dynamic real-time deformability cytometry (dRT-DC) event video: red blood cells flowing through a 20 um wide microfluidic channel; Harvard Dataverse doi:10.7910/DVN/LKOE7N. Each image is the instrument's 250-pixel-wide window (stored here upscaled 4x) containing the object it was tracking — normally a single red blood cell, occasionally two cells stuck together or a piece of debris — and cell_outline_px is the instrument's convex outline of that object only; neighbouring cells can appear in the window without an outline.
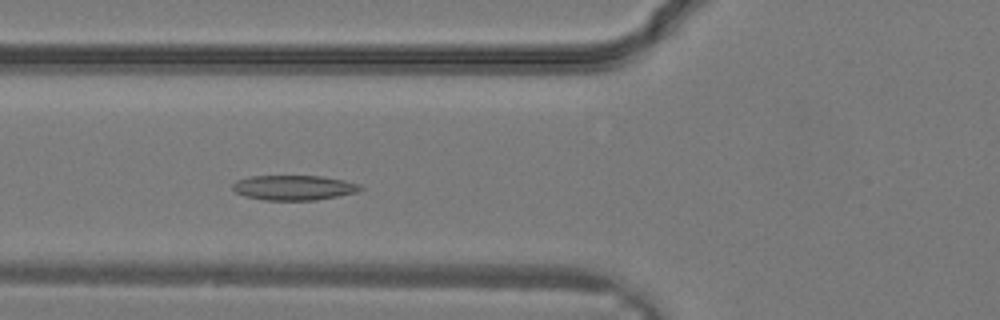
{"species": "common noctule bat (a hibernating species)", "species_latin": "Nyctalus noctula", "temperature_condition": "warm", "stored_images_in_passage": 29, "camera_frame_rate_fps": 3000, "um_per_image_px": 0.085, "animal": {"sex": "male", "body_mass_g": 19.2, "forearm_length_mm": 51.8}, "frame": {"image": 1, "passage_image": 9, "time_ms": 2.667, "image_size_px": [1000, 320], "cell_outline_px": [[364, 188], [356, 192], [316, 200], [264, 200], [244, 196], [236, 192], [232, 188], [232, 184], [236, 180], [252, 176], [320, 176], [344, 180], [360, 184]], "centroid_in_image_um": [24.96, 15.95], "position_along_channel_um": 100.8, "area_um2": 18.5}}
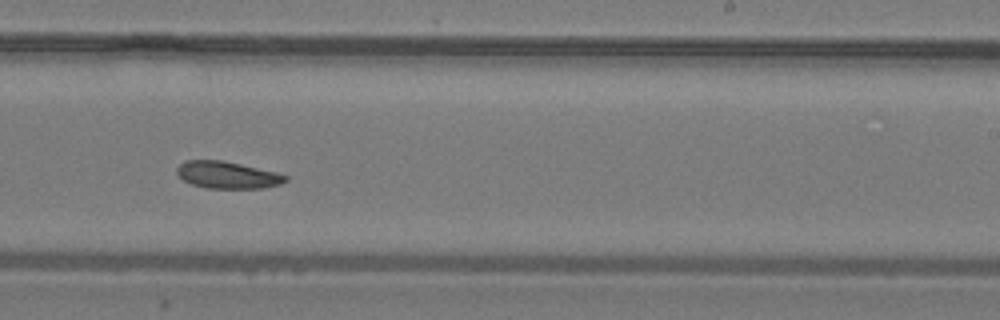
{"frame": {"image": 2, "passage_image": 17, "time_ms": 5.333, "image_size_px": [1000, 320], "cell_outline_px": [[288, 180], [280, 184], [260, 188], [208, 188], [192, 184], [184, 180], [176, 172], [176, 168], [184, 160], [224, 160], [276, 172], [288, 176]], "centroid_in_image_um": [19.33, 14.86], "position_along_channel_um": 269.7, "area_um2": 17.05}}
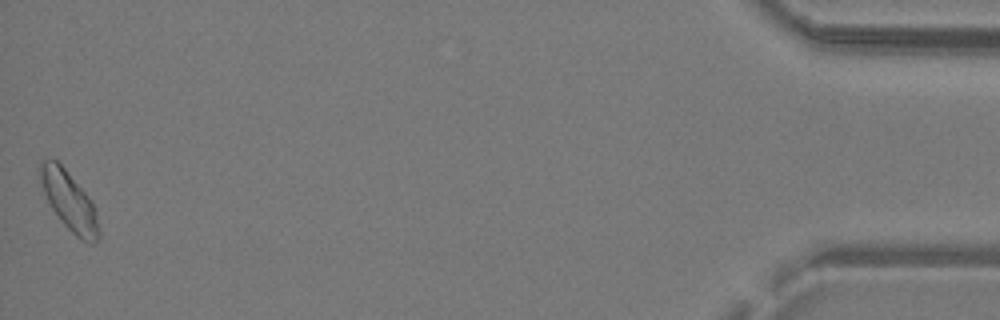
{"frame": {"image": 3, "passage_image": 29, "time_ms": 9.333, "image_size_px": [1000, 320], "cell_outline_px": [[100, 236], [92, 244], [80, 240], [64, 224], [52, 208], [44, 192], [36, 168], [40, 160], [56, 160], [64, 168], [92, 200], [96, 208], [100, 232]], "centroid_in_image_um": [5.89, 17.08], "position_along_channel_um": 429.3, "area_um2": 20.17}}